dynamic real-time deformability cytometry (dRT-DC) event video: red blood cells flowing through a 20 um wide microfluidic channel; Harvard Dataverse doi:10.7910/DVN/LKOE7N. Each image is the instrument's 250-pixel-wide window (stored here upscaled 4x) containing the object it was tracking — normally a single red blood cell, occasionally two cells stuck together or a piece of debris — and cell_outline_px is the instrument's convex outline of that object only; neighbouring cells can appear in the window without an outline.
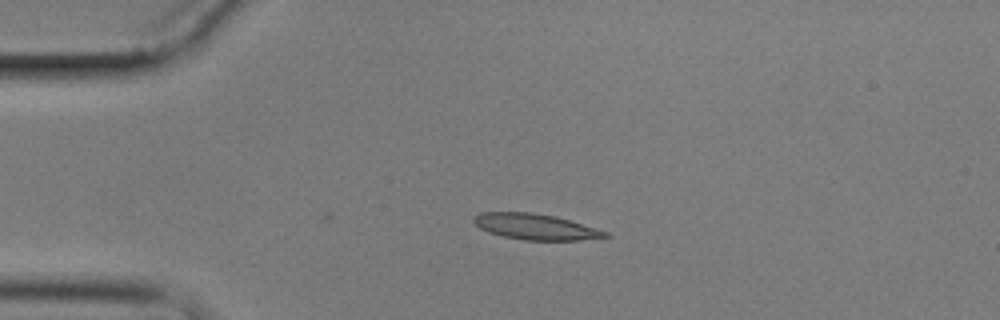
{"species": "common noctule bat (a hibernating species)", "species_latin": "Nyctalus noctula", "temperature_condition": "cold", "stored_images_in_passage": 3, "camera_frame_rate_fps": 3000, "um_per_image_px": 0.085, "animal": {"sex": "male", "body_mass_g": 17.9}, "frame": {"image": 1, "passage_image": 2, "time_ms": 1.333, "image_size_px": [1000, 320], "cell_outline_px": [[612, 236], [580, 240], [524, 240], [504, 236], [488, 232], [480, 228], [472, 220], [472, 216], [480, 212], [532, 212], [556, 216], [596, 228], [608, 232]], "centroid_in_image_um": [45.5, 19.26], "position_along_channel_um": 39.5, "area_um2": 19.83}}